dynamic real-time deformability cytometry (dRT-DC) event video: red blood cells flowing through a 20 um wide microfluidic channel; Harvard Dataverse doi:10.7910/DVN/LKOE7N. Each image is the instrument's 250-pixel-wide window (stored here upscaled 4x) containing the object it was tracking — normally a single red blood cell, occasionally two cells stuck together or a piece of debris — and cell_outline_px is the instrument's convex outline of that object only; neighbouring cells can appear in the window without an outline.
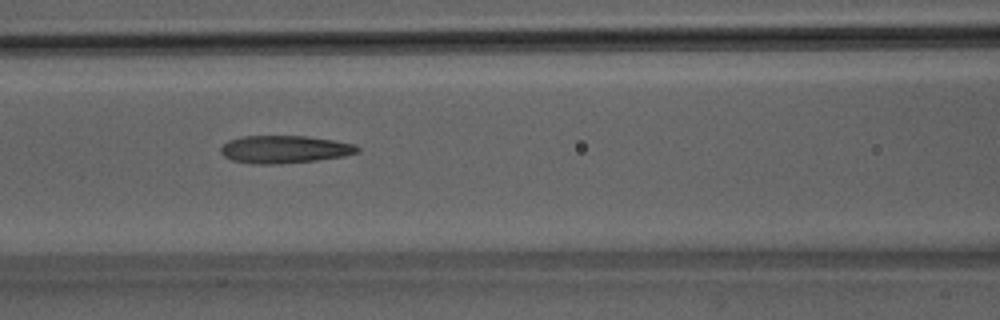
{"species": "Egyptian fruit bat (a non-hibernating species)", "species_latin": "Rousettus aegyptiacus", "temperature_condition": "room temperature", "stored_images_in_passage": 52, "camera_frame_rate_fps": 3000, "um_per_image_px": 0.085, "animal": {"sex": "male"}, "frame": {"image": 1, "passage_image": 23, "time_ms": 7.333, "image_size_px": [1000, 320], "cell_outline_px": [[360, 152], [344, 156], [316, 160], [280, 164], [252, 164], [232, 160], [224, 156], [220, 152], [220, 148], [228, 140], [240, 136], [308, 136], [356, 144], [360, 148]], "centroid_in_image_um": [24.18, 12.69], "position_along_channel_um": 142.4, "area_um2": 22.2}}
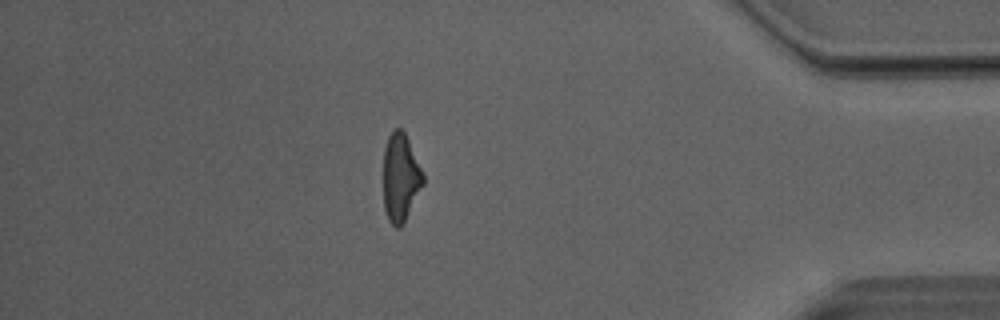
{"frame": {"image": 2, "passage_image": 45, "time_ms": 14.667, "image_size_px": [1000, 320], "cell_outline_px": [[424, 184], [404, 224], [400, 228], [396, 228], [388, 220], [384, 208], [384, 148], [388, 136], [396, 128], [400, 128], [404, 132], [408, 140], [424, 176]], "centroid_in_image_um": [34.04, 15.14], "position_along_channel_um": 401.2, "area_um2": 20.35}}
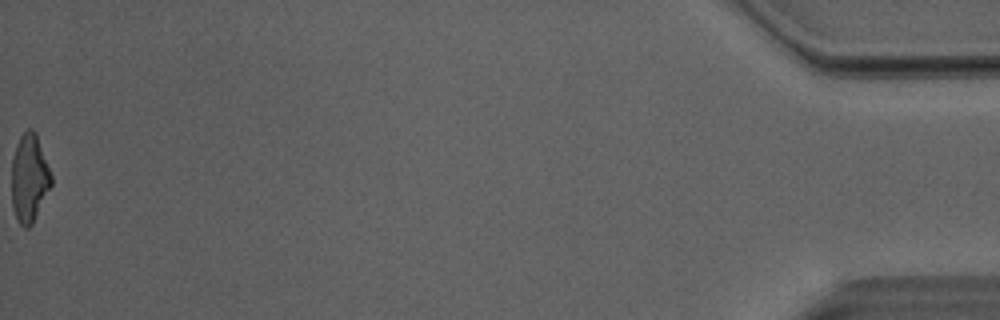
{"frame": {"image": 3, "passage_image": 52, "time_ms": 17.0, "image_size_px": [1000, 320], "cell_outline_px": [[52, 184], [32, 224], [28, 228], [24, 228], [16, 220], [12, 204], [12, 156], [16, 144], [20, 136], [28, 128], [32, 128], [36, 132], [52, 176]], "centroid_in_image_um": [2.48, 15.13], "position_along_channel_um": 432.7, "area_um2": 20.4}, "authors_computed_cell_mechanics": {"area_um2": 22.1663, "velocity_mm_per_s": 4.0728, "shape_relaxation_time_tau1_ms": 10.3991, "shape_relaxation_time_tau2_ms": 2.7787, "deformation_change_tau1": 0.3007, "deformation_change_tau2": 0.1572}}